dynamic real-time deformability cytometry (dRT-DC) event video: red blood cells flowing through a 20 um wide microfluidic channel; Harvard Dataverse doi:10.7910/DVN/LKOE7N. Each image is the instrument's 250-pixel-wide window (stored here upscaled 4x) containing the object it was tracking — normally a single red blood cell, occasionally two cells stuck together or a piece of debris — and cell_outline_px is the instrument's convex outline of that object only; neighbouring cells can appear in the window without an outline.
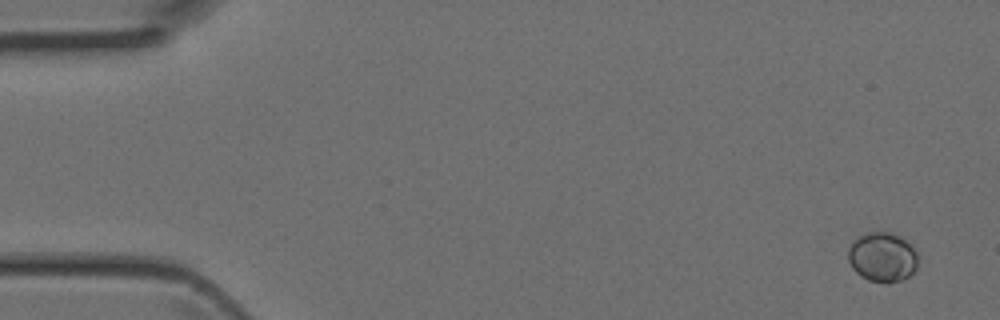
{"species": "Egyptian fruit bat (a non-hibernating species)", "species_latin": "Rousettus aegyptiacus", "temperature_condition": "room temperature", "stored_images_in_passage": 4, "camera_frame_rate_fps": 3000, "um_per_image_px": 0.085, "animal": {"sex": "female"}, "frame": {"image": 1, "passage_image": 1, "time_ms": 0.0, "image_size_px": [1000, 320], "cell_outline_px": [[916, 268], [908, 276], [900, 280], [888, 284], [868, 280], [860, 276], [852, 268], [848, 260], [848, 248], [860, 236], [868, 232], [888, 232], [912, 244], [916, 252]], "centroid_in_image_um": [74.99, 21.88], "position_along_channel_um": 10.0, "area_um2": 19.94}}
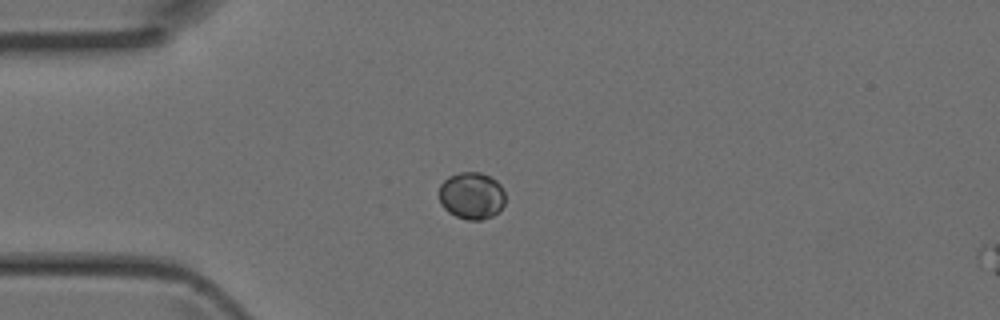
{"frame": {"image": 2, "passage_image": 4, "time_ms": 1.0, "image_size_px": [1000, 320], "cell_outline_px": [[504, 204], [492, 216], [480, 220], [468, 220], [456, 216], [448, 212], [440, 204], [440, 184], [448, 176], [460, 172], [480, 172], [496, 180], [500, 184], [504, 192]], "centroid_in_image_um": [40.07, 16.62], "position_along_channel_um": 44.9, "area_um2": 18.09}}